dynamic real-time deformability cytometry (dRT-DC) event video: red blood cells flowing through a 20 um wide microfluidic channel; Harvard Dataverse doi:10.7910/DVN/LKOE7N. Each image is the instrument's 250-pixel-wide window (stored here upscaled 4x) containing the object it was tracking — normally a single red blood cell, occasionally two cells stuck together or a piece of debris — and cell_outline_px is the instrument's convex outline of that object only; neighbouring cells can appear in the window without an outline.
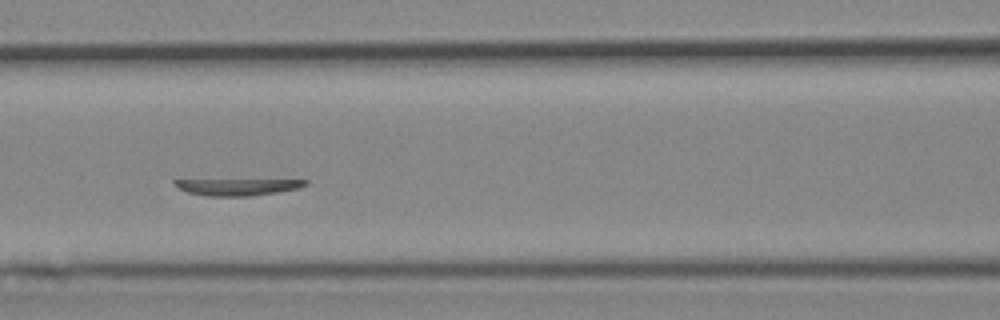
{"species": "Egyptian fruit bat (a non-hibernating species)", "species_latin": "Rousettus aegyptiacus", "temperature_condition": "cold", "stored_images_in_passage": 23, "segment_of_instrument_passage": [2, 2], "camera_frame_rate_fps": 3000, "um_per_image_px": 0.085, "animal": {"sex": "female"}, "frame": {"image": 1, "passage_image": 23, "time_ms": 7.333, "image_size_px": [1000, 320], "cell_outline_px": [[308, 184], [300, 188], [280, 192], [248, 196], [208, 196], [188, 192], [180, 188], [172, 180], [308, 180]], "centroid_in_image_um": [20.28, 15.89], "position_along_channel_um": 146.3, "area_um2": 12.48}}